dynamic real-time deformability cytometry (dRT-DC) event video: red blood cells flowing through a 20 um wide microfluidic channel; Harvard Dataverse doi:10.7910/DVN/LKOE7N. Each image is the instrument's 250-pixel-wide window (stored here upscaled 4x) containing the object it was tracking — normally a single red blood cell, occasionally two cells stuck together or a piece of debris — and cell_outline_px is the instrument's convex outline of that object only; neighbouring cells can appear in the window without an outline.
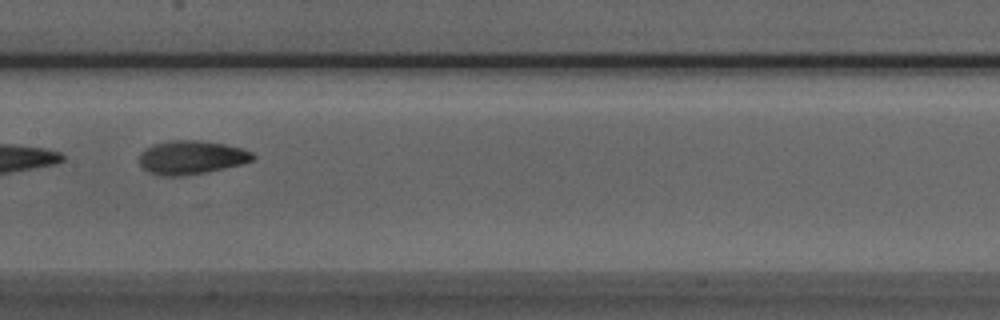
{"species": "Egyptian fruit bat (a non-hibernating species)", "species_latin": "Rousettus aegyptiacus", "temperature_condition": "room temperature", "stored_images_in_passage": 6, "camera_frame_rate_fps": 3000, "um_per_image_px": 0.085, "animal": {"sex": "male"}, "frame": {"image": 1, "passage_image": 5, "time_ms": 1.333, "image_size_px": [1000, 320], "cell_outline_px": [[256, 156], [252, 160], [240, 164], [224, 168], [204, 172], [180, 176], [160, 176], [148, 172], [140, 164], [140, 152], [156, 144], [168, 140], [196, 140], [224, 144], [240, 148], [252, 152]], "centroid_in_image_um": [16.25, 13.38], "position_along_channel_um": 191.2, "area_um2": 21.96}}
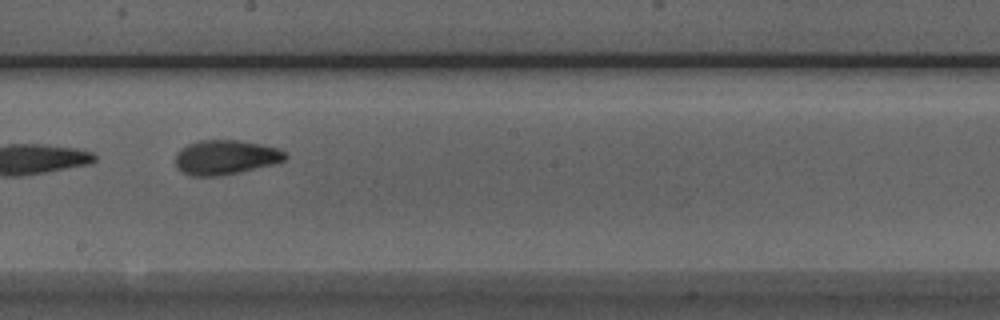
{"frame": {"image": 2, "passage_image": 6, "time_ms": 1.667, "image_size_px": [1000, 320], "cell_outline_px": [[288, 156], [284, 160], [272, 164], [240, 172], [220, 176], [192, 176], [180, 172], [176, 168], [176, 152], [180, 148], [188, 144], [200, 140], [240, 140], [260, 144], [276, 148], [284, 152]], "centroid_in_image_um": [19.11, 13.37], "position_along_channel_um": 229.1, "area_um2": 22.14}}